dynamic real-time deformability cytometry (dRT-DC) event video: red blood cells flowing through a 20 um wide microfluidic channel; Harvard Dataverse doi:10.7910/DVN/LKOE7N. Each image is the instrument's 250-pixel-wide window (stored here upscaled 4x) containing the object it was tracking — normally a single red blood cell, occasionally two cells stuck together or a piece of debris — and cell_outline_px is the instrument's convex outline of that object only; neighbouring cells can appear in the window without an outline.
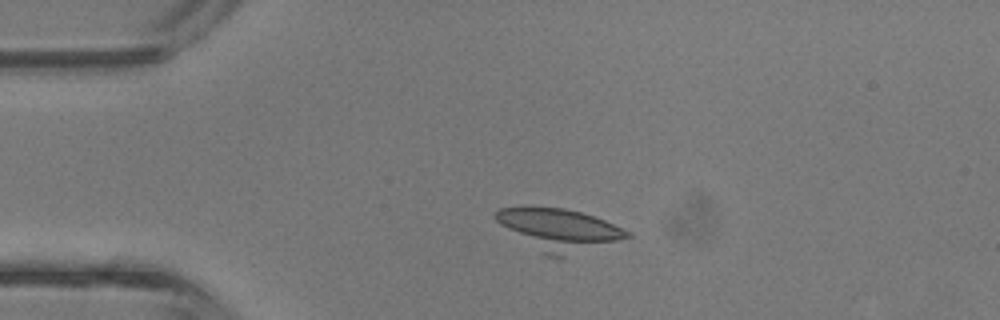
{"species": "common noctule bat (a hibernating species)", "species_latin": "Nyctalus noctula", "temperature_condition": "room temperature", "stored_images_in_passage": 4, "camera_frame_rate_fps": 3000, "um_per_image_px": 0.085, "animal": {"sex": "male", "body_mass_g": 13.3}, "frame": {"image": 1, "passage_image": 2, "time_ms": 0.333, "image_size_px": [1000, 320], "cell_outline_px": [[632, 236], [560, 260], [544, 256], [500, 224], [496, 220], [496, 208], [564, 208], [580, 212], [604, 220], [632, 232]], "centroid_in_image_um": [47.56, 19.58], "position_along_channel_um": 37.4, "area_um2": 31.91}}
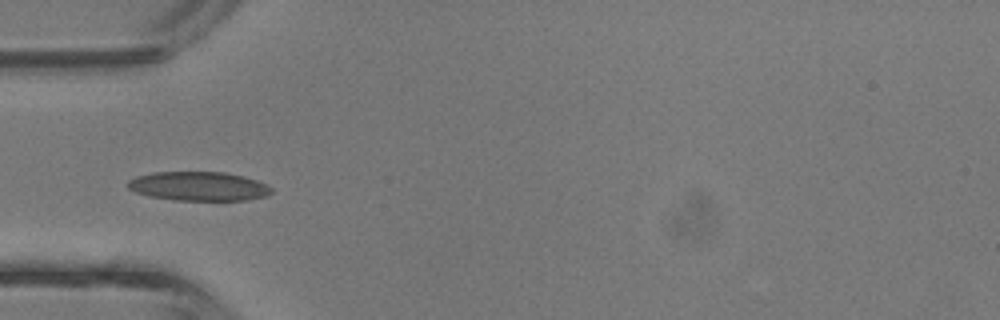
{"frame": {"image": 2, "passage_image": 3, "time_ms": 0.667, "image_size_px": [1000, 320], "cell_outline_px": [[272, 192], [268, 196], [248, 200], [176, 200], [148, 196], [136, 192], [128, 188], [128, 180], [136, 176], [152, 172], [224, 172], [244, 176], [256, 180], [272, 188]], "centroid_in_image_um": [16.89, 15.83], "position_along_channel_um": 68.1, "area_um2": 24.39}}
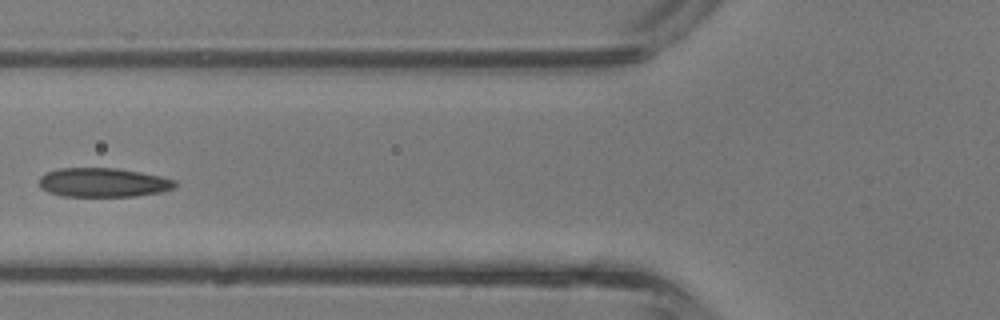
{"frame": {"image": 3, "passage_image": 4, "time_ms": 1.0, "image_size_px": [1000, 320], "cell_outline_px": [[176, 184], [172, 188], [160, 192], [136, 196], [60, 196], [48, 192], [40, 188], [40, 176], [56, 168], [116, 168], [140, 172], [160, 176], [176, 180]], "centroid_in_image_um": [8.74, 15.51], "position_along_channel_um": 117.1, "area_um2": 23.0}}